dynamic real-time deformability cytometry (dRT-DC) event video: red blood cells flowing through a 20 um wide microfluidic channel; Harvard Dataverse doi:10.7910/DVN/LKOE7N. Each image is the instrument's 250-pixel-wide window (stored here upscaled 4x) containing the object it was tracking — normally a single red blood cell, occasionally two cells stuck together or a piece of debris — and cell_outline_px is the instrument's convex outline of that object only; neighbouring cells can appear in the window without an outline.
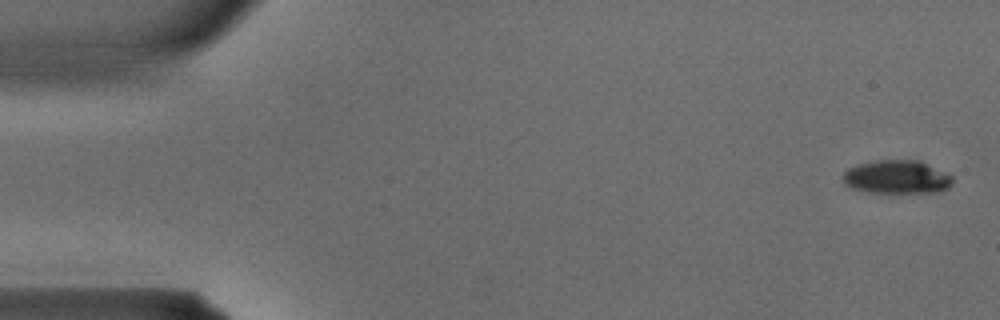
{"species": "common noctule bat (a hibernating species)", "species_latin": "Nyctalus noctula", "temperature_condition": "warm", "stored_images_in_passage": 35, "camera_frame_rate_fps": 3000, "um_per_image_px": 0.085, "animal": {"sex": "male", "body_mass_g": 15.6}, "frame": {"image": 1, "passage_image": 1, "time_ms": 0.0, "image_size_px": [1000, 320], "cell_outline_px": [[952, 184], [948, 188], [936, 192], [868, 192], [852, 188], [844, 184], [844, 172], [848, 168], [856, 164], [880, 160], [920, 160], [952, 176]], "centroid_in_image_um": [76.22, 15.04], "position_along_channel_um": 8.8, "area_um2": 21.21}}
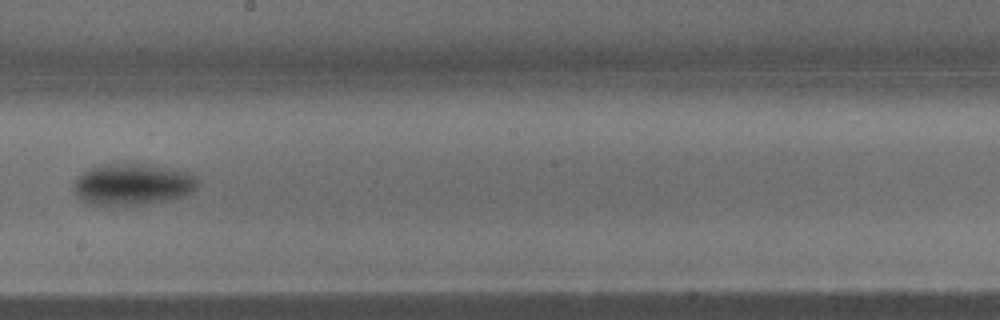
{"frame": {"image": 2, "passage_image": 20, "time_ms": 6.333, "image_size_px": [1000, 320], "cell_outline_px": [[200, 180], [196, 188], [192, 192], [180, 196], [164, 200], [140, 204], [92, 204], [80, 200], [72, 184], [76, 176], [92, 168], [108, 164], [148, 164], [188, 172], [196, 176]], "centroid_in_image_um": [11.27, 15.65], "position_along_channel_um": 236.9, "area_um2": 29.48}}
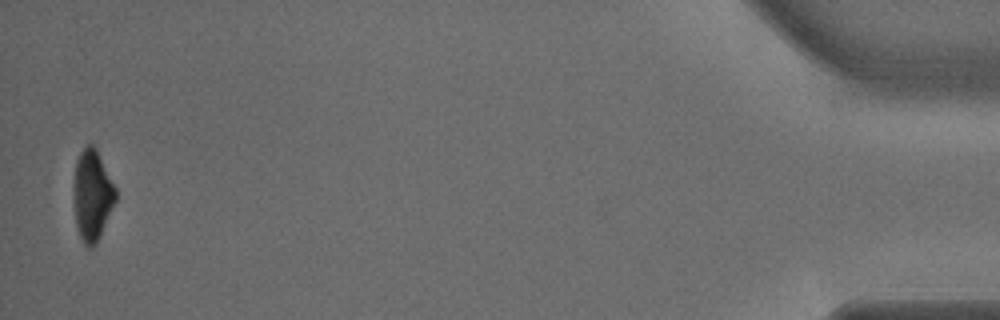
{"frame": {"image": 3, "passage_image": 35, "time_ms": 11.333, "image_size_px": [1000, 320], "cell_outline_px": [[116, 200], [100, 236], [96, 244], [92, 248], [88, 248], [84, 244], [80, 236], [76, 224], [72, 184], [76, 160], [80, 152], [88, 144], [92, 144], [96, 148], [116, 188]], "centroid_in_image_um": [7.82, 16.59], "position_along_channel_um": 427.4, "area_um2": 22.31}}